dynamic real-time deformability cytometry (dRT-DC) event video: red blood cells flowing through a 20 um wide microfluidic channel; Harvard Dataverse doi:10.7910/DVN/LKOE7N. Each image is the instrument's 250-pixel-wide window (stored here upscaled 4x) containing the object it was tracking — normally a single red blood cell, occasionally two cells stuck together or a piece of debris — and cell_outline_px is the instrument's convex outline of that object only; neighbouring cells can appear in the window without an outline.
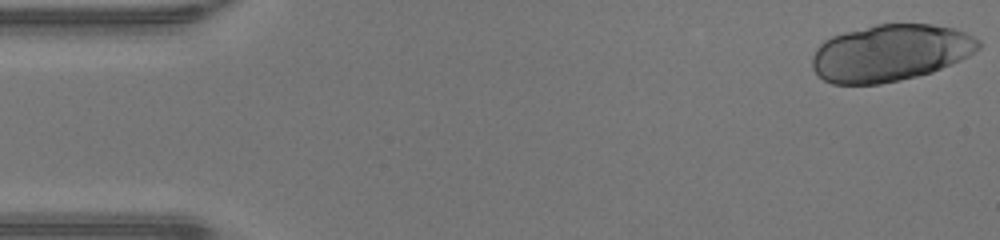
{"species": "human", "species_latin": "Homo sapiens", "temperature_condition": "warm", "stored_images_in_passage": 28, "camera_frame_rate_fps": 3000, "um_per_image_px": 0.085, "donor": {"sex": "male"}, "frame": {"image": 1, "passage_image": 1, "time_ms": 0.0, "image_size_px": [1000, 240], "cell_outline_px": [[984, 44], [980, 48], [968, 56], [960, 60], [932, 72], [900, 80], [880, 84], [832, 84], [824, 80], [812, 68], [812, 56], [816, 48], [824, 40], [832, 36], [844, 32], [876, 24], [932, 24], [956, 28], [980, 40]], "centroid_in_image_um": [75.68, 4.49], "position_along_channel_um": 9.3, "area_um2": 55.26}}
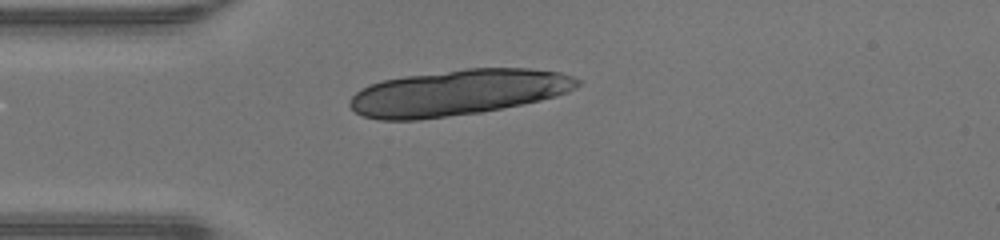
{"frame": {"image": 2, "passage_image": 12, "time_ms": 3.667, "image_size_px": [1000, 240], "cell_outline_px": [[580, 84], [568, 92], [556, 96], [540, 100], [480, 112], [420, 120], [380, 120], [364, 116], [356, 112], [348, 104], [348, 100], [360, 88], [368, 84], [384, 80], [404, 76], [464, 68], [528, 68], [560, 72], [572, 76], [580, 80]], "centroid_in_image_um": [38.89, 7.86], "position_along_channel_um": 46.1, "area_um2": 60.86}}